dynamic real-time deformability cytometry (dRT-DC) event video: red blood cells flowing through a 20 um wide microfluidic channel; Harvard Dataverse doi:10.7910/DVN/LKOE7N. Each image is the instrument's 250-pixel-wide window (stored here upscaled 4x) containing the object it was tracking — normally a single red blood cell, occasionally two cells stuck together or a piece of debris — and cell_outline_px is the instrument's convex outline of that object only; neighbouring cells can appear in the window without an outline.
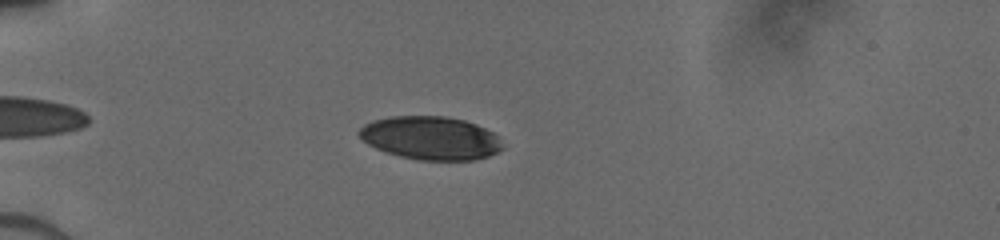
{"species": "human", "species_latin": "Homo sapiens", "temperature_condition": "cold", "stored_images_in_passage": 55, "camera_frame_rate_fps": 3000, "um_per_image_px": 0.085, "donor": {"sex": "male"}, "frame": {"image": 1, "passage_image": 14, "time_ms": 2.0, "image_size_px": [1000, 240], "cell_outline_px": [[504, 148], [488, 156], [476, 160], [416, 160], [400, 156], [376, 148], [368, 144], [356, 132], [364, 124], [372, 120], [392, 116], [444, 116], [464, 120], [476, 124], [492, 132], [496, 136]], "centroid_in_image_um": [36.58, 11.73], "position_along_channel_um": 48.4, "area_um2": 36.07}}
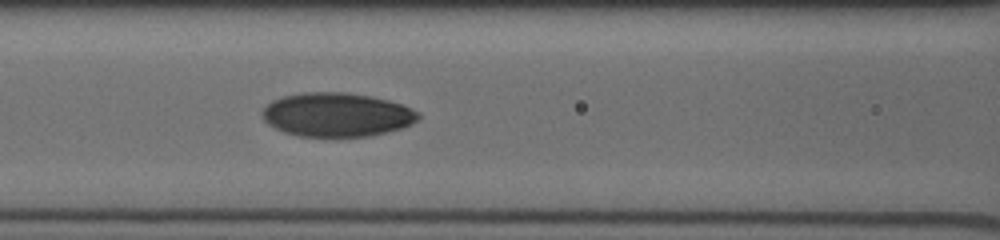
{"frame": {"image": 2, "passage_image": 37, "time_ms": 5.0, "image_size_px": [1000, 240], "cell_outline_px": [[420, 116], [412, 124], [388, 132], [372, 136], [300, 136], [284, 132], [268, 124], [264, 120], [260, 112], [272, 100], [284, 96], [304, 92], [344, 92], [368, 96], [388, 100], [400, 104], [416, 112]], "centroid_in_image_um": [28.59, 9.75], "position_along_channel_um": 138.0, "area_um2": 39.59}}
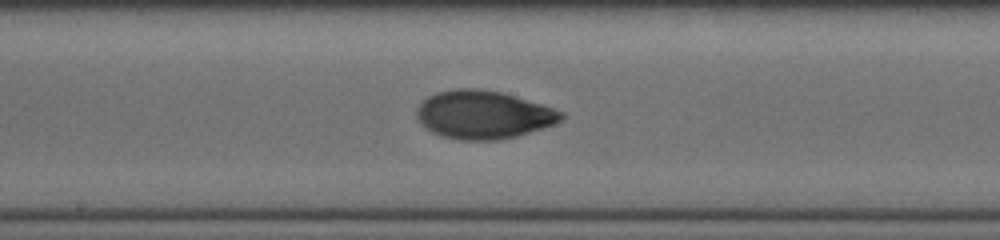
{"frame": {"image": 3, "passage_image": 49, "time_ms": 6.667, "image_size_px": [1000, 240], "cell_outline_px": [[564, 116], [560, 120], [552, 124], [516, 136], [500, 140], [460, 140], [440, 136], [432, 132], [420, 124], [416, 120], [416, 108], [428, 96], [436, 92], [456, 88], [472, 88], [500, 92], [540, 104], [564, 112]], "centroid_in_image_um": [41.0, 9.76], "position_along_channel_um": 207.2, "area_um2": 40.29}}